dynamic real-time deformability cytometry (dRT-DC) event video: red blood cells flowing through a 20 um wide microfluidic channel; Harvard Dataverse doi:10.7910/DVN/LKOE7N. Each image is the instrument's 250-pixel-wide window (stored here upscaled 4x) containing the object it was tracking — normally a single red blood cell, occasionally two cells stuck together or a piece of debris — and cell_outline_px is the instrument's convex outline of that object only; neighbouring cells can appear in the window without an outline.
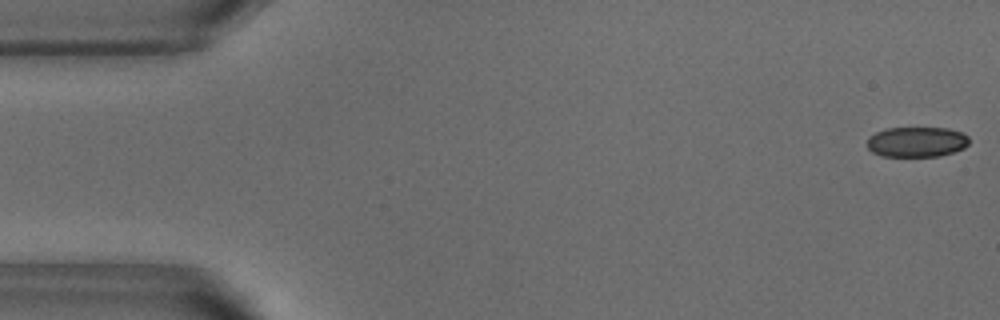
{"species": "common noctule bat (a hibernating species)", "species_latin": "Nyctalus noctula", "temperature_condition": "warm", "stored_images_in_passage": 52, "camera_frame_rate_fps": 3000, "um_per_image_px": 0.085, "animal": {"sex": "male", "body_mass_g": 18.8}, "frame": {"image": 1, "passage_image": 1, "time_ms": 0.0, "image_size_px": [1000, 320], "cell_outline_px": [[968, 144], [964, 148], [940, 156], [884, 156], [872, 152], [868, 148], [868, 136], [884, 128], [948, 128], [960, 132], [968, 136]], "centroid_in_image_um": [77.9, 12.05], "position_along_channel_um": 7.1, "area_um2": 17.92}}
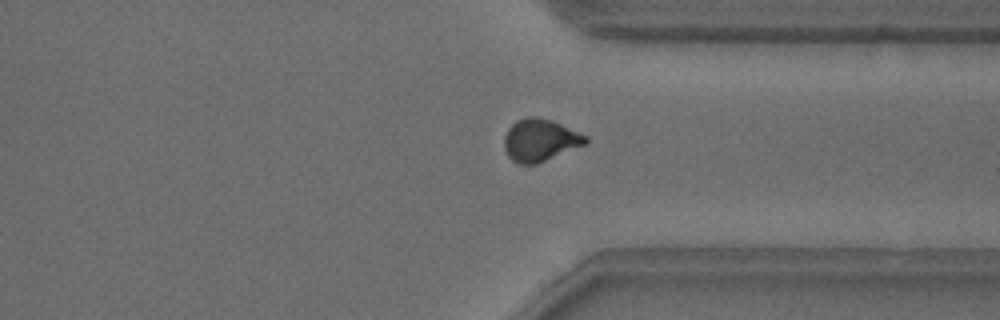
{"frame": {"image": 2, "passage_image": 39, "time_ms": 12.667, "image_size_px": [1000, 320], "cell_outline_px": [[588, 144], [536, 164], [520, 164], [512, 160], [508, 156], [504, 148], [504, 136], [508, 128], [516, 120], [528, 116], [536, 116], [552, 120], [588, 136]], "centroid_in_image_um": [45.92, 11.91], "position_along_channel_um": 365.5, "area_um2": 20.29}}
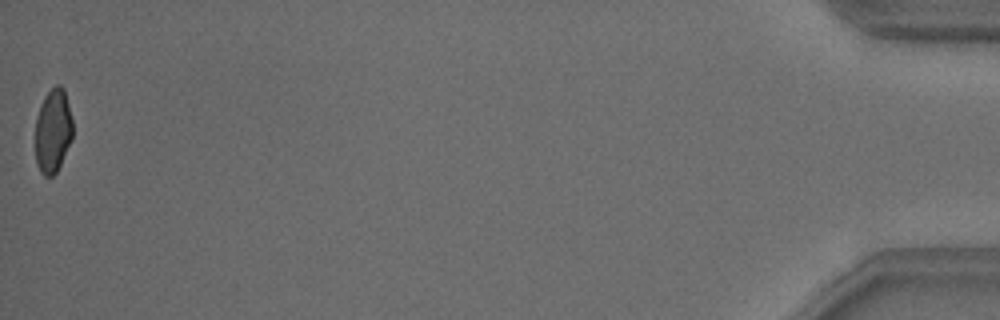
{"frame": {"image": 3, "passage_image": 52, "time_ms": 17.0, "image_size_px": [1000, 320], "cell_outline_px": [[72, 140], [56, 172], [52, 176], [44, 176], [40, 172], [36, 164], [36, 120], [40, 104], [44, 96], [56, 84], [60, 84], [64, 88], [72, 120]], "centroid_in_image_um": [4.5, 11.11], "position_along_channel_um": 430.7, "area_um2": 18.26}, "authors_computed_cell_mechanics": {"area_um2": 19.8832, "velocity_mm_per_s": 3.8289, "shape_relaxation_time_tau1_ms": 3.3353, "shape_relaxation_time_tau2_ms": 0.962, "deformation_change_tau1": 0.11, "deformation_change_tau2": 0.0537}}